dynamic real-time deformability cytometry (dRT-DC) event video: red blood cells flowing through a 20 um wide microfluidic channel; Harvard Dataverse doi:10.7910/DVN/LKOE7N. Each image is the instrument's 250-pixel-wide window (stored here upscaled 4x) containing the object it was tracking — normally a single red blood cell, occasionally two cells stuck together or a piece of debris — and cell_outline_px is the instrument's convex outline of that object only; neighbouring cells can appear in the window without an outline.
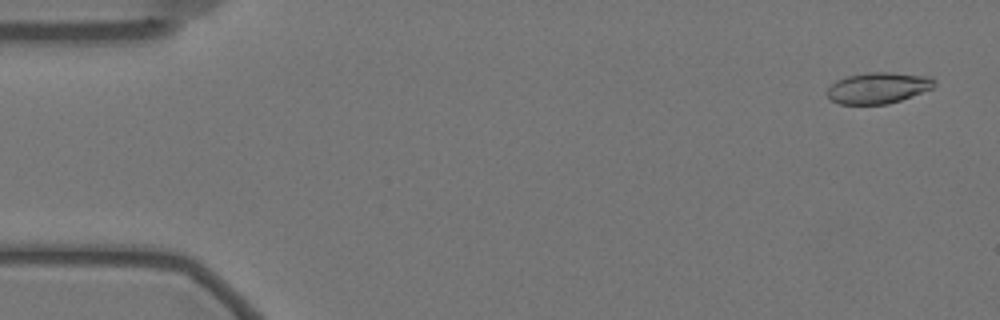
{"species": "Egyptian fruit bat (a non-hibernating species)", "species_latin": "Rousettus aegyptiacus", "temperature_condition": "warm", "stored_images_in_passage": 46, "camera_frame_rate_fps": 3000, "um_per_image_px": 0.085, "animal": {"sex": "female"}, "frame": {"image": 1, "passage_image": 3, "time_ms": 0.667, "image_size_px": [1000, 320], "cell_outline_px": [[936, 84], [932, 88], [900, 100], [888, 104], [840, 104], [832, 100], [828, 96], [828, 88], [836, 80], [848, 76], [868, 72], [892, 72], [928, 76], [936, 80]], "centroid_in_image_um": [74.65, 7.46], "position_along_channel_um": 10.3, "area_um2": 19.31}}
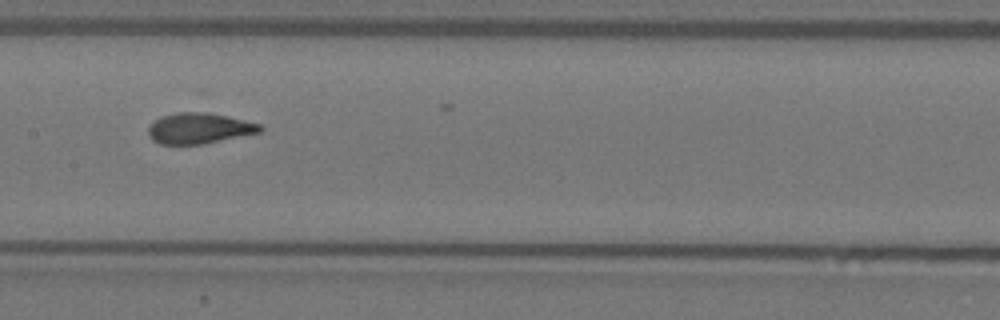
{"frame": {"image": 2, "passage_image": 29, "time_ms": 9.333, "image_size_px": [1000, 320], "cell_outline_px": [[264, 128], [260, 132], [200, 144], [160, 144], [152, 140], [148, 136], [148, 128], [160, 116], [176, 112], [204, 112], [228, 116], [260, 124]], "centroid_in_image_um": [16.9, 10.9], "position_along_channel_um": 190.5, "area_um2": 19.83}}
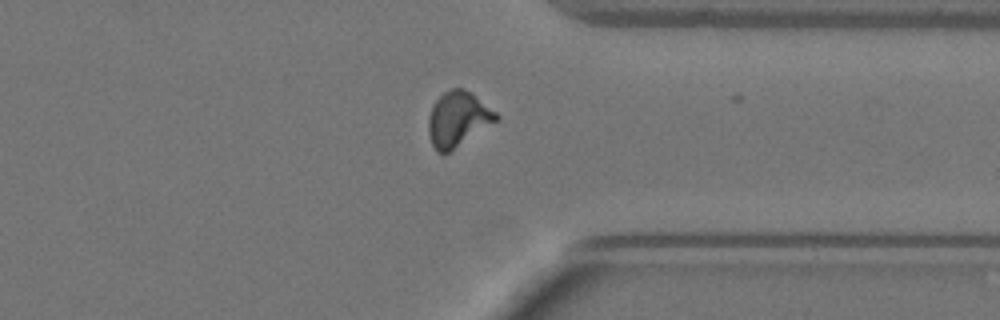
{"frame": {"image": 3, "passage_image": 45, "time_ms": 14.667, "image_size_px": [1000, 320], "cell_outline_px": [[500, 116], [496, 120], [444, 156], [436, 152], [432, 144], [428, 132], [428, 116], [432, 104], [444, 92], [452, 88], [464, 88], [472, 92], [496, 112]], "centroid_in_image_um": [38.88, 10.12], "position_along_channel_um": 372.5, "area_um2": 21.73}}